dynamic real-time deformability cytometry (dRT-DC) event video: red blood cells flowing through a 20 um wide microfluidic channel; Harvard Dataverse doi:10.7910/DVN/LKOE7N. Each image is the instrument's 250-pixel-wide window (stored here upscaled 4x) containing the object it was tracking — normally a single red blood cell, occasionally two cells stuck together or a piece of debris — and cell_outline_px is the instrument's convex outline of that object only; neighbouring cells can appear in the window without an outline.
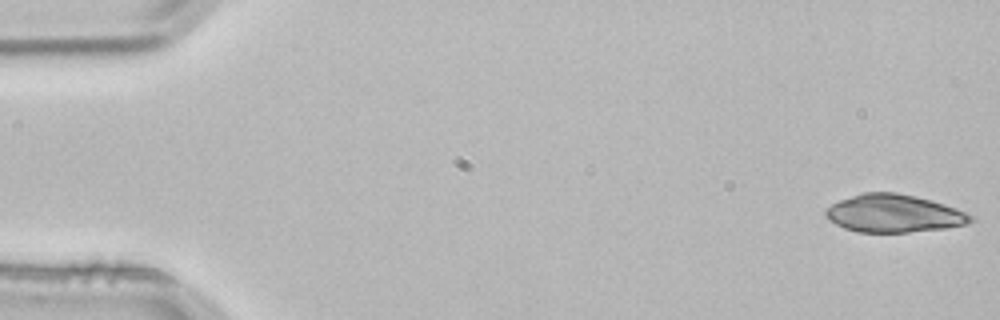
{"species": "common noctule bat (a hibernating species)", "species_latin": "Nyctalus noctula", "temperature_condition": "room temperature", "stored_images_in_passage": 4, "segment_of_instrument_passage": [2, 2], "camera_frame_rate_fps": 3000, "um_per_image_px": 0.085, "animal": {"sex": "male", "body_mass_g": 21.5, "forearm_length_mm": 52.0}, "frame": {"image": 1, "passage_image": 4, "time_ms": 1.0, "image_size_px": [1000, 320], "cell_outline_px": [[976, 220], [968, 224], [944, 228], [908, 232], [856, 232], [844, 228], [828, 220], [824, 212], [832, 204], [840, 200], [864, 192], [896, 192], [916, 196], [956, 208], [972, 216]], "centroid_in_image_um": [75.97, 18.15], "position_along_channel_um": 9.0, "area_um2": 31.79}}